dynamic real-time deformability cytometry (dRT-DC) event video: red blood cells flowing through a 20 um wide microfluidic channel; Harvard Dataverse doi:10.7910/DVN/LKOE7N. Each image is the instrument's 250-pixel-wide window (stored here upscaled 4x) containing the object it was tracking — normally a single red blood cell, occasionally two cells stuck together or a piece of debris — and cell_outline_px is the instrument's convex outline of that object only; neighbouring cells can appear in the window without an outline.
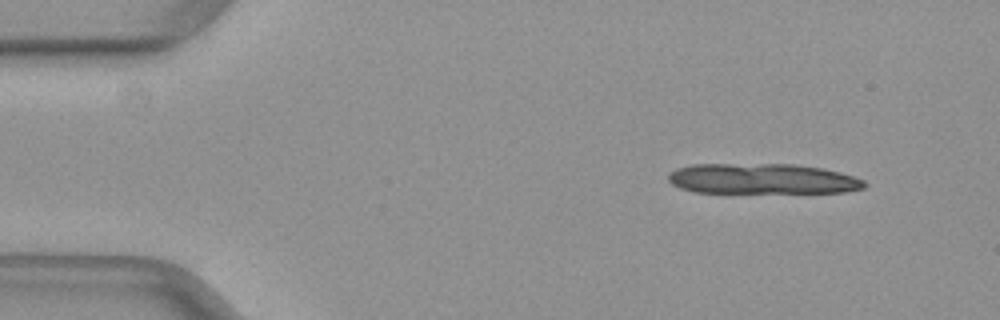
{"species": "common noctule bat (a hibernating species)", "species_latin": "Nyctalus noctula", "temperature_condition": "warm", "stored_images_in_passage": 12, "camera_frame_rate_fps": 3000, "um_per_image_px": 0.085, "animal": {"sex": "female", "body_mass_g": 29.2, "forearm_length_mm": 56.3}, "frame": {"image": 1, "passage_image": 5, "time_ms": 1.333, "image_size_px": [1000, 320], "cell_outline_px": [[868, 184], [864, 188], [844, 192], [696, 192], [680, 188], [672, 184], [668, 180], [668, 172], [676, 168], [692, 164], [796, 164], [824, 168], [840, 172], [864, 180]], "centroid_in_image_um": [64.79, 15.19], "position_along_channel_um": 20.2, "area_um2": 34.85}}